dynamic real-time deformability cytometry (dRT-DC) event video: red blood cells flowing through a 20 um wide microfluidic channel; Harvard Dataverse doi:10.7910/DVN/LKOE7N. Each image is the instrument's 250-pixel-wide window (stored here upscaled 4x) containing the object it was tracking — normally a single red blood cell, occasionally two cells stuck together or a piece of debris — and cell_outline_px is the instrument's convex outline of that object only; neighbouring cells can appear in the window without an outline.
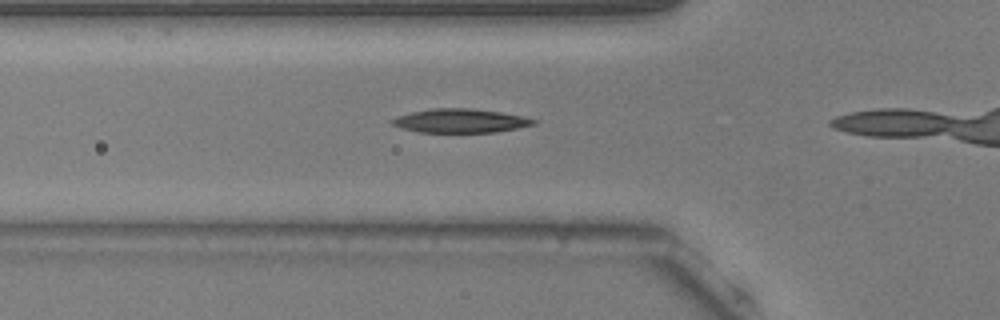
{"species": "common noctule bat (a hibernating species)", "species_latin": "Nyctalus noctula", "temperature_condition": "warm", "stored_images_in_passage": 7, "camera_frame_rate_fps": 3000, "um_per_image_px": 0.085, "animal": {"sex": "male", "body_mass_g": 20.5, "forearm_length_mm": 52.5}, "frame": {"image": 1, "passage_image": 5, "time_ms": 1.333, "image_size_px": [1000, 320], "cell_outline_px": [[536, 124], [496, 132], [416, 132], [400, 128], [392, 124], [392, 120], [400, 116], [412, 112], [432, 108], [468, 108], [500, 112], [524, 116], [536, 120]], "centroid_in_image_um": [39.14, 10.27], "position_along_channel_um": 86.7, "area_um2": 19.48}}